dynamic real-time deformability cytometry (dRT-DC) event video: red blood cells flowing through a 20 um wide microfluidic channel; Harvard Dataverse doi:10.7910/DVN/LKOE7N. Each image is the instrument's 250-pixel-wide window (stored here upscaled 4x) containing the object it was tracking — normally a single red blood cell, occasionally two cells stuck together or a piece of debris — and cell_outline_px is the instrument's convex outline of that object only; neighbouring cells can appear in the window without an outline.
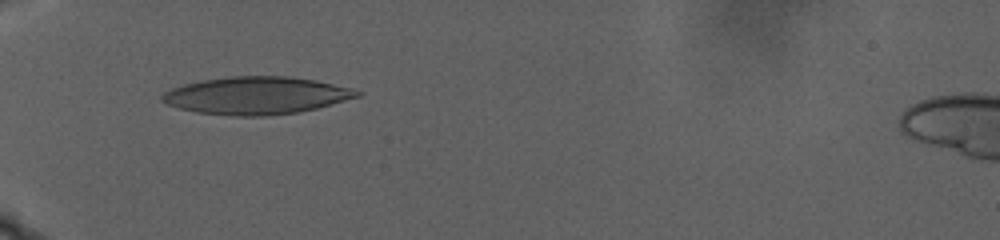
{"species": "human", "species_latin": "Homo sapiens", "temperature_condition": "warm", "stored_images_in_passage": 61, "camera_frame_rate_fps": 3000, "um_per_image_px": 0.085, "donor": {"sex": "male"}, "frame": {"image": 1, "passage_image": 1, "time_ms": 0.0, "image_size_px": [1000, 240], "cell_outline_px": [[364, 92], [360, 96], [316, 108], [296, 112], [264, 116], [236, 116], [196, 112], [180, 108], [168, 104], [160, 100], [160, 96], [164, 92], [172, 88], [184, 84], [204, 80], [228, 76], [288, 76], [316, 80], [352, 88]], "centroid_in_image_um": [21.79, 8.11], "position_along_channel_um": 63.2, "area_um2": 42.48}}
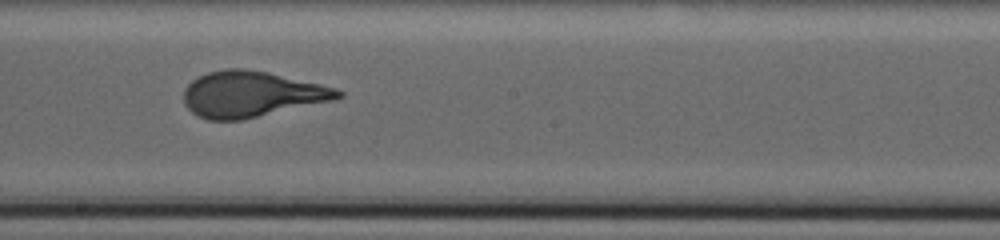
{"frame": {"image": 2, "passage_image": 27, "time_ms": 8.667, "image_size_px": [1000, 240], "cell_outline_px": [[344, 96], [336, 100], [240, 120], [208, 120], [196, 116], [184, 104], [184, 88], [192, 80], [208, 72], [228, 68], [244, 68], [268, 72], [320, 84], [336, 88], [344, 92]], "centroid_in_image_um": [21.38, 8.01], "position_along_channel_um": 226.8, "area_um2": 41.27}}
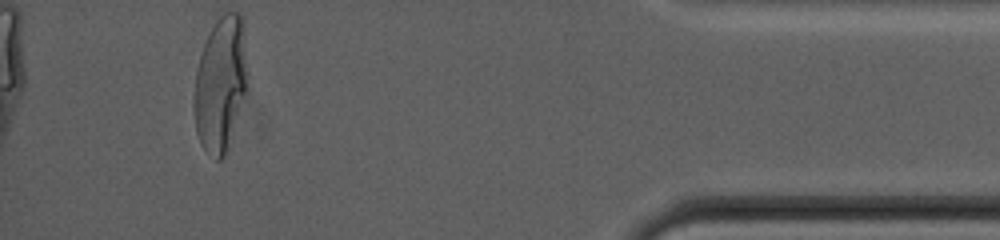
{"frame": {"image": 3, "passage_image": 61, "time_ms": 20.0, "image_size_px": [1000, 240], "cell_outline_px": [[248, 88], [228, 148], [224, 156], [220, 160], [216, 160], [200, 144], [196, 132], [192, 108], [192, 100], [196, 68], [204, 44], [216, 20], [224, 12], [240, 12], [244, 16], [248, 72]], "centroid_in_image_um": [18.76, 7.12], "position_along_channel_um": 416.4, "area_um2": 43.23}, "authors_computed_cell_mechanics": {"area_um2": 40.9224, "velocity_mm_per_s": 2.0611, "shape_relaxation_time_tau1_ms": 9.0464, "shape_relaxation_time_tau2_ms": null, "deformation_change_tau1": 0.2643, "deformation_change_tau2": null}}